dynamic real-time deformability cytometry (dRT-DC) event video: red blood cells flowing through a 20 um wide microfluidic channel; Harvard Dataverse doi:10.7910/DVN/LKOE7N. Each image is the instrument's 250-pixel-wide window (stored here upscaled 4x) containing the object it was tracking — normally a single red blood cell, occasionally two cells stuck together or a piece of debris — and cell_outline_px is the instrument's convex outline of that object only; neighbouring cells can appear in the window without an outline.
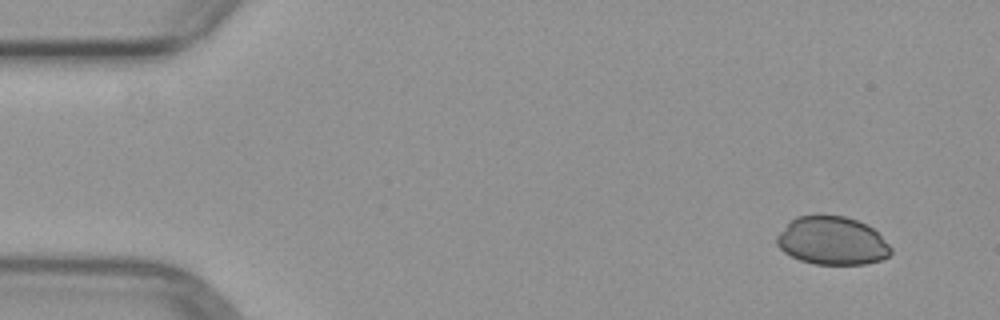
{"species": "common noctule bat (a hibernating species)", "species_latin": "Nyctalus noctula", "temperature_condition": "warm", "stored_images_in_passage": 4, "camera_frame_rate_fps": 3000, "um_per_image_px": 0.085, "animal": {"sex": "female", "body_mass_g": 29.2, "forearm_length_mm": 56.3}, "frame": {"image": 1, "passage_image": 1, "time_ms": 0.0, "image_size_px": [1000, 320], "cell_outline_px": [[892, 252], [888, 256], [880, 260], [864, 264], [816, 264], [800, 260], [784, 252], [776, 244], [776, 236], [796, 216], [820, 212], [844, 216], [856, 220], [872, 228], [892, 248]], "centroid_in_image_um": [70.7, 20.43], "position_along_channel_um": 14.3, "area_um2": 32.25}}